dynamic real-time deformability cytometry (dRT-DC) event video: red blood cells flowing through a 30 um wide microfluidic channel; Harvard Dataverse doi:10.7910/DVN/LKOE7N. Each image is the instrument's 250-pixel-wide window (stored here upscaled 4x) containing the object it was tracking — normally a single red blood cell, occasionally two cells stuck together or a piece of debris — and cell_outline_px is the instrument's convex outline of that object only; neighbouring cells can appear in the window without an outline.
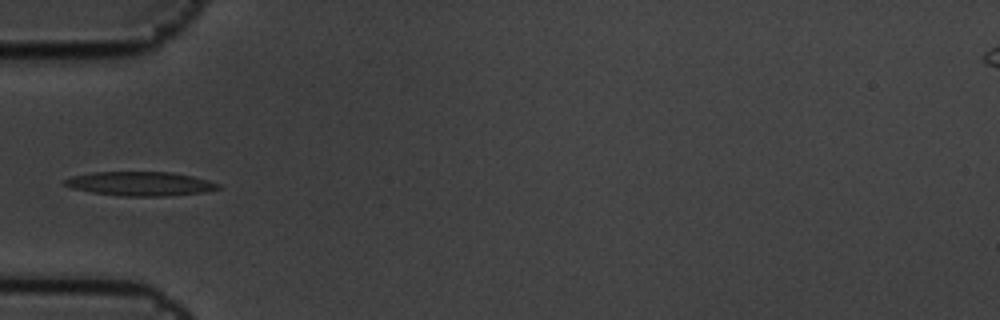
{"species": "common noctule bat (a hibernating species)", "species_latin": "Nyctalus noctula", "temperature_condition": "cold", "stored_images_in_passage": 12, "camera_frame_rate_fps": 3000, "um_per_image_px": 0.085, "animal": {"sex": "male", "body_mass_g": 19.5, "forearm_length_mm": 54.6}, "frame": {"image": 1, "passage_image": 5, "time_ms": 1.333, "image_size_px": [1000, 320], "cell_outline_px": [[220, 188], [200, 192], [164, 196], [124, 196], [92, 192], [72, 188], [64, 184], [60, 180], [72, 176], [92, 172], [168, 172], [192, 176], [208, 180], [220, 184]], "centroid_in_image_um": [11.86, 15.61], "position_along_channel_um": 73.1, "area_um2": 21.33}}
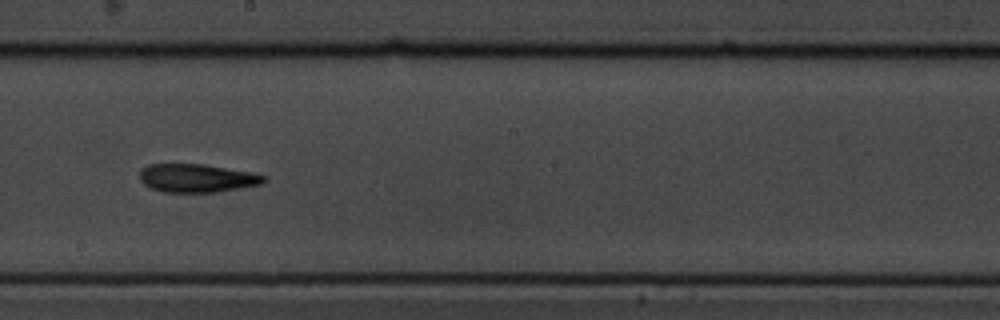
{"frame": {"image": 2, "passage_image": 9, "time_ms": 2.667, "image_size_px": [1000, 320], "cell_outline_px": [[268, 180], [264, 184], [216, 192], [164, 192], [152, 188], [144, 184], [140, 180], [140, 168], [148, 164], [204, 164], [252, 172], [268, 176]], "centroid_in_image_um": [16.78, 15.13], "position_along_channel_um": 231.4, "area_um2": 20.75}}
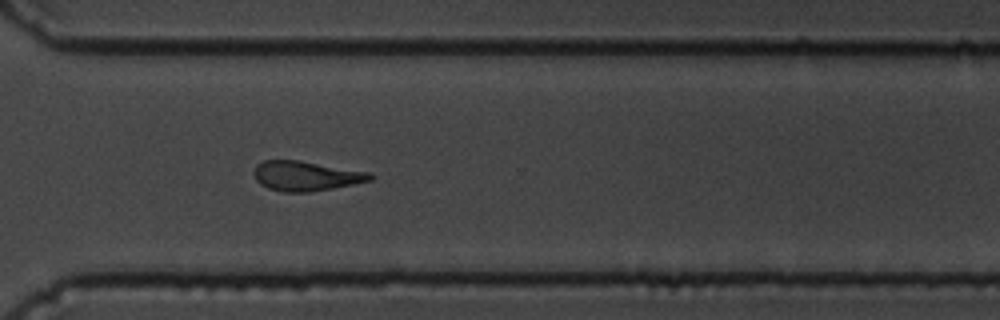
{"frame": {"image": 3, "passage_image": 12, "time_ms": 3.667, "image_size_px": [1000, 320], "cell_outline_px": [[372, 180], [332, 188], [308, 192], [284, 192], [268, 188], [260, 184], [256, 180], [256, 164], [264, 160], [300, 160], [372, 172]], "centroid_in_image_um": [26.03, 14.94], "position_along_channel_um": 344.6, "area_um2": 20.06}}